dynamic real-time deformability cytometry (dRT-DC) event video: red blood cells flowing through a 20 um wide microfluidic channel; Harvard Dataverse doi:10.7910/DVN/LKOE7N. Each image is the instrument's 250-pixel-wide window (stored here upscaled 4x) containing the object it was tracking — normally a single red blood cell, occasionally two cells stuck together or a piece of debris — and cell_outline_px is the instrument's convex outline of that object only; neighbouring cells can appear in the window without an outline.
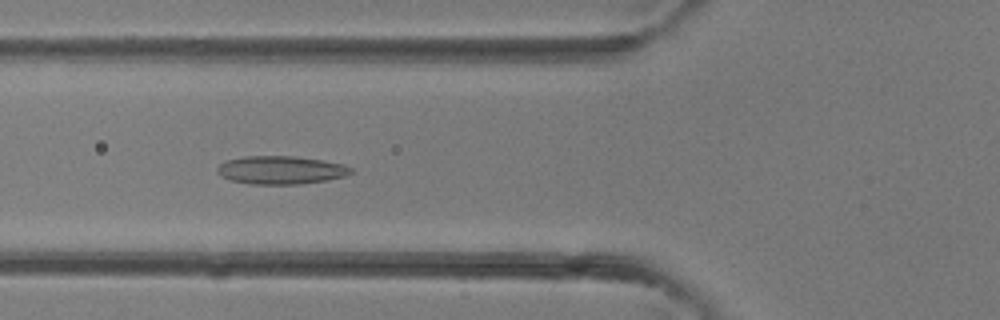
{"species": "common noctule bat (a hibernating species)", "species_latin": "Nyctalus noctula", "temperature_condition": "room temperature", "stored_images_in_passage": 39, "camera_frame_rate_fps": 3000, "um_per_image_px": 0.085, "animal": {"sex": "female"}, "frame": {"image": 1, "passage_image": 14, "time_ms": 4.333, "image_size_px": [1000, 320], "cell_outline_px": [[356, 172], [344, 176], [328, 180], [300, 184], [252, 184], [232, 180], [216, 172], [216, 168], [224, 160], [244, 156], [296, 156], [344, 164], [352, 168]], "centroid_in_image_um": [23.9, 14.45], "position_along_channel_um": 101.9, "area_um2": 22.02}}
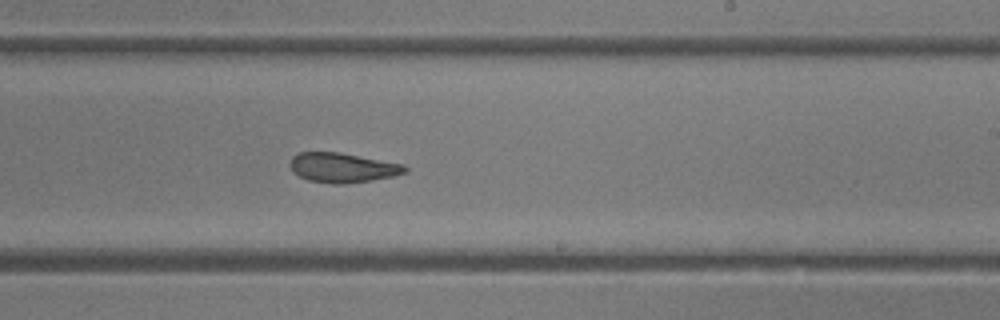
{"frame": {"image": 2, "passage_image": 23, "time_ms": 7.333, "image_size_px": [1000, 320], "cell_outline_px": [[408, 172], [392, 176], [372, 180], [344, 184], [332, 184], [308, 180], [292, 172], [288, 164], [292, 156], [300, 152], [340, 152], [404, 164], [408, 168]], "centroid_in_image_um": [29.1, 14.25], "position_along_channel_um": 259.9, "area_um2": 20.06}}
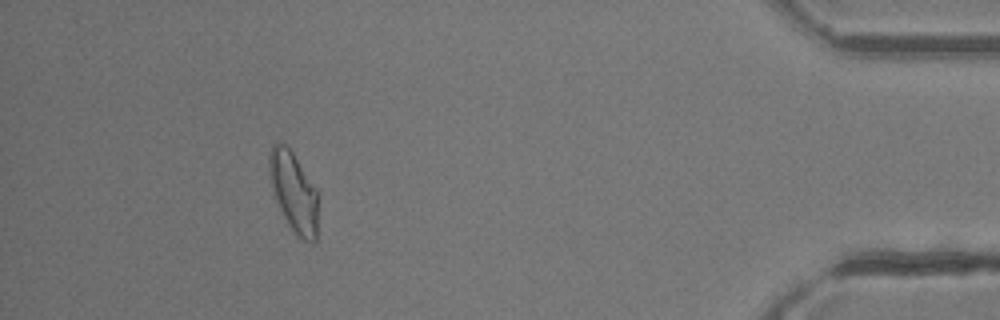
{"frame": {"image": 3, "passage_image": 35, "time_ms": 11.333, "image_size_px": [1000, 320], "cell_outline_px": [[316, 240], [312, 244], [304, 240], [288, 224], [276, 200], [268, 172], [268, 156], [272, 144], [284, 144], [292, 152], [316, 188]], "centroid_in_image_um": [24.93, 16.29], "position_along_channel_um": 410.3, "area_um2": 22.08}}